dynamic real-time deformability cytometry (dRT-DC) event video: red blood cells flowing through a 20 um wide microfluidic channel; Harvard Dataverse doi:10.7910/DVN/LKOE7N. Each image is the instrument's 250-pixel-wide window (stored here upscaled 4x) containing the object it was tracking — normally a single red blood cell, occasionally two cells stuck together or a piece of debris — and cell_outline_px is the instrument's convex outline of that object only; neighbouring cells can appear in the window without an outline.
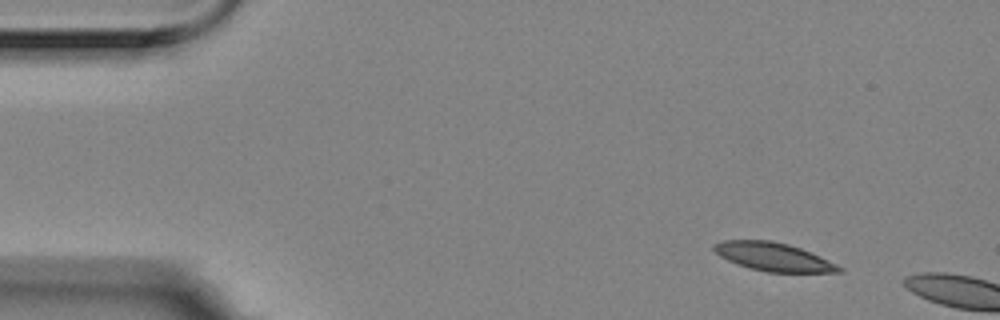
{"species": "Egyptian fruit bat (a non-hibernating species)", "species_latin": "Rousettus aegyptiacus", "temperature_condition": "room temperature", "stored_images_in_passage": 2, "camera_frame_rate_fps": 3000, "um_per_image_px": 0.085, "animal": {"sex": "female"}, "frame": {"image": 1, "passage_image": 1, "time_ms": 0.0, "image_size_px": [1000, 320], "cell_outline_px": [[844, 272], [768, 272], [748, 268], [728, 260], [720, 256], [712, 248], [712, 244], [724, 240], [772, 240], [788, 244], [800, 248], [820, 256], [844, 268]], "centroid_in_image_um": [65.74, 21.83], "position_along_channel_um": 19.3, "area_um2": 20.63}}